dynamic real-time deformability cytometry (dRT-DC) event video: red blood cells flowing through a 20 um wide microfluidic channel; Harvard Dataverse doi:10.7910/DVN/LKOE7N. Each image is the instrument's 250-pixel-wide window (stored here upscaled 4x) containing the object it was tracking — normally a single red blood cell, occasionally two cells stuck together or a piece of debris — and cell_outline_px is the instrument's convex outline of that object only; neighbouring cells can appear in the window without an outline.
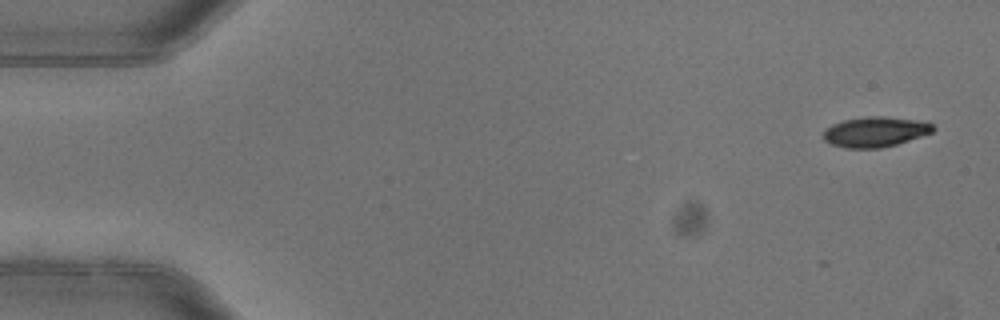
{"species": "common noctule bat (a hibernating species)", "species_latin": "Nyctalus noctula", "temperature_condition": "warm", "stored_images_in_passage": 6, "camera_frame_rate_fps": 3000, "um_per_image_px": 0.085, "animal": {"sex": "female"}, "frame": {"image": 1, "passage_image": 1, "time_ms": 0.0, "image_size_px": [1000, 320], "cell_outline_px": [[936, 128], [932, 132], [896, 144], [880, 148], [844, 148], [832, 144], [824, 140], [824, 132], [832, 124], [844, 120], [868, 116], [884, 116], [916, 120], [932, 124]], "centroid_in_image_um": [74.39, 11.2], "position_along_channel_um": 10.6, "area_um2": 19.02}}